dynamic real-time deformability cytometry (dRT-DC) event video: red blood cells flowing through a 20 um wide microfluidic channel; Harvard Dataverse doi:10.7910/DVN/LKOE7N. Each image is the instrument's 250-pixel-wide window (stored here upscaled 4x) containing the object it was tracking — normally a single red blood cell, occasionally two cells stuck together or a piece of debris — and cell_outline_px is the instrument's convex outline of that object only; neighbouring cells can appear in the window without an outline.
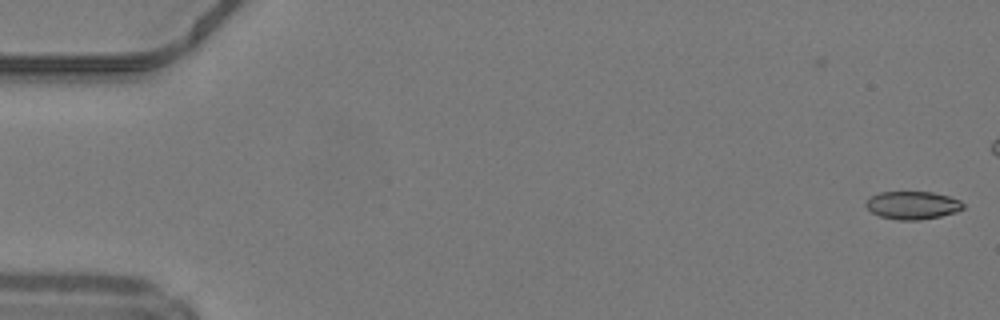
{"species": "common noctule bat (a hibernating species)", "species_latin": "Nyctalus noctula", "temperature_condition": "warm", "stored_images_in_passage": 11, "camera_frame_rate_fps": 3000, "um_per_image_px": 0.085, "animal": {"sex": "male", "body_mass_g": 19.2, "forearm_length_mm": 51.8}, "frame": {"image": 1, "passage_image": 1, "time_ms": 0.0, "image_size_px": [1000, 320], "cell_outline_px": [[964, 208], [956, 212], [940, 216], [920, 220], [896, 220], [880, 216], [872, 212], [864, 204], [872, 196], [880, 192], [932, 192], [948, 196], [960, 200], [964, 204]], "centroid_in_image_um": [77.58, 17.45], "position_along_channel_um": 7.4, "area_um2": 15.78}}